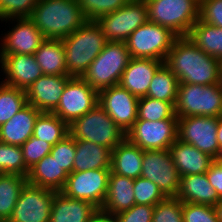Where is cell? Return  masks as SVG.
<instances>
[{"label": "cell", "instance_id": "1", "mask_svg": "<svg viewBox=\"0 0 222 222\" xmlns=\"http://www.w3.org/2000/svg\"><path fill=\"white\" fill-rule=\"evenodd\" d=\"M164 64L180 83H221L222 62L197 47L188 36H180L175 40Z\"/></svg>", "mask_w": 222, "mask_h": 222}, {"label": "cell", "instance_id": "2", "mask_svg": "<svg viewBox=\"0 0 222 222\" xmlns=\"http://www.w3.org/2000/svg\"><path fill=\"white\" fill-rule=\"evenodd\" d=\"M45 39H63L87 19L77 0H38L29 17Z\"/></svg>", "mask_w": 222, "mask_h": 222}, {"label": "cell", "instance_id": "3", "mask_svg": "<svg viewBox=\"0 0 222 222\" xmlns=\"http://www.w3.org/2000/svg\"><path fill=\"white\" fill-rule=\"evenodd\" d=\"M61 40L65 48L67 73L71 77H82L108 42L100 25L94 20H87Z\"/></svg>", "mask_w": 222, "mask_h": 222}, {"label": "cell", "instance_id": "4", "mask_svg": "<svg viewBox=\"0 0 222 222\" xmlns=\"http://www.w3.org/2000/svg\"><path fill=\"white\" fill-rule=\"evenodd\" d=\"M131 59L126 42H107L82 78L98 92L118 85Z\"/></svg>", "mask_w": 222, "mask_h": 222}, {"label": "cell", "instance_id": "5", "mask_svg": "<svg viewBox=\"0 0 222 222\" xmlns=\"http://www.w3.org/2000/svg\"><path fill=\"white\" fill-rule=\"evenodd\" d=\"M68 128L69 134L74 139L94 142L111 150L126 139L125 131L99 104L74 120L68 125Z\"/></svg>", "mask_w": 222, "mask_h": 222}, {"label": "cell", "instance_id": "6", "mask_svg": "<svg viewBox=\"0 0 222 222\" xmlns=\"http://www.w3.org/2000/svg\"><path fill=\"white\" fill-rule=\"evenodd\" d=\"M148 19L171 29L175 34L188 36L199 20L200 0H146Z\"/></svg>", "mask_w": 222, "mask_h": 222}, {"label": "cell", "instance_id": "7", "mask_svg": "<svg viewBox=\"0 0 222 222\" xmlns=\"http://www.w3.org/2000/svg\"><path fill=\"white\" fill-rule=\"evenodd\" d=\"M175 114L177 117L222 116V84L180 83Z\"/></svg>", "mask_w": 222, "mask_h": 222}, {"label": "cell", "instance_id": "8", "mask_svg": "<svg viewBox=\"0 0 222 222\" xmlns=\"http://www.w3.org/2000/svg\"><path fill=\"white\" fill-rule=\"evenodd\" d=\"M179 36L171 29L151 23L138 27L126 40L131 58L164 61Z\"/></svg>", "mask_w": 222, "mask_h": 222}, {"label": "cell", "instance_id": "9", "mask_svg": "<svg viewBox=\"0 0 222 222\" xmlns=\"http://www.w3.org/2000/svg\"><path fill=\"white\" fill-rule=\"evenodd\" d=\"M148 21V9L144 0H130L118 10L96 20L109 42H126L138 27Z\"/></svg>", "mask_w": 222, "mask_h": 222}, {"label": "cell", "instance_id": "10", "mask_svg": "<svg viewBox=\"0 0 222 222\" xmlns=\"http://www.w3.org/2000/svg\"><path fill=\"white\" fill-rule=\"evenodd\" d=\"M178 118L136 120L126 139L142 150H167L177 140Z\"/></svg>", "mask_w": 222, "mask_h": 222}, {"label": "cell", "instance_id": "11", "mask_svg": "<svg viewBox=\"0 0 222 222\" xmlns=\"http://www.w3.org/2000/svg\"><path fill=\"white\" fill-rule=\"evenodd\" d=\"M99 101V92L82 77H71L61 94L59 105L52 112L67 125L93 109Z\"/></svg>", "mask_w": 222, "mask_h": 222}, {"label": "cell", "instance_id": "12", "mask_svg": "<svg viewBox=\"0 0 222 222\" xmlns=\"http://www.w3.org/2000/svg\"><path fill=\"white\" fill-rule=\"evenodd\" d=\"M177 139L193 145L215 160L220 155L217 140L218 117H178Z\"/></svg>", "mask_w": 222, "mask_h": 222}, {"label": "cell", "instance_id": "13", "mask_svg": "<svg viewBox=\"0 0 222 222\" xmlns=\"http://www.w3.org/2000/svg\"><path fill=\"white\" fill-rule=\"evenodd\" d=\"M110 173V168L73 171L68 174L61 192L68 198L85 200L101 209L107 194Z\"/></svg>", "mask_w": 222, "mask_h": 222}, {"label": "cell", "instance_id": "14", "mask_svg": "<svg viewBox=\"0 0 222 222\" xmlns=\"http://www.w3.org/2000/svg\"><path fill=\"white\" fill-rule=\"evenodd\" d=\"M140 176L154 182L166 197L177 196L180 176L169 149L144 150Z\"/></svg>", "mask_w": 222, "mask_h": 222}, {"label": "cell", "instance_id": "15", "mask_svg": "<svg viewBox=\"0 0 222 222\" xmlns=\"http://www.w3.org/2000/svg\"><path fill=\"white\" fill-rule=\"evenodd\" d=\"M55 193L26 183L7 222H49Z\"/></svg>", "mask_w": 222, "mask_h": 222}, {"label": "cell", "instance_id": "16", "mask_svg": "<svg viewBox=\"0 0 222 222\" xmlns=\"http://www.w3.org/2000/svg\"><path fill=\"white\" fill-rule=\"evenodd\" d=\"M138 100L118 84L99 91L98 104L126 133L137 120Z\"/></svg>", "mask_w": 222, "mask_h": 222}, {"label": "cell", "instance_id": "17", "mask_svg": "<svg viewBox=\"0 0 222 222\" xmlns=\"http://www.w3.org/2000/svg\"><path fill=\"white\" fill-rule=\"evenodd\" d=\"M2 21H6V23L10 21L12 24L14 23V26L0 38V55H34L45 40L30 18H11Z\"/></svg>", "mask_w": 222, "mask_h": 222}, {"label": "cell", "instance_id": "18", "mask_svg": "<svg viewBox=\"0 0 222 222\" xmlns=\"http://www.w3.org/2000/svg\"><path fill=\"white\" fill-rule=\"evenodd\" d=\"M2 83L27 91L43 75L35 56L30 54L0 55Z\"/></svg>", "mask_w": 222, "mask_h": 222}, {"label": "cell", "instance_id": "19", "mask_svg": "<svg viewBox=\"0 0 222 222\" xmlns=\"http://www.w3.org/2000/svg\"><path fill=\"white\" fill-rule=\"evenodd\" d=\"M70 78L69 75H42L27 89V103L41 112L52 113Z\"/></svg>", "mask_w": 222, "mask_h": 222}, {"label": "cell", "instance_id": "20", "mask_svg": "<svg viewBox=\"0 0 222 222\" xmlns=\"http://www.w3.org/2000/svg\"><path fill=\"white\" fill-rule=\"evenodd\" d=\"M163 64L157 59L131 58L119 85L138 98L145 97L154 74Z\"/></svg>", "mask_w": 222, "mask_h": 222}, {"label": "cell", "instance_id": "21", "mask_svg": "<svg viewBox=\"0 0 222 222\" xmlns=\"http://www.w3.org/2000/svg\"><path fill=\"white\" fill-rule=\"evenodd\" d=\"M100 209L85 200L71 199L62 192L53 197L49 222H93Z\"/></svg>", "mask_w": 222, "mask_h": 222}, {"label": "cell", "instance_id": "22", "mask_svg": "<svg viewBox=\"0 0 222 222\" xmlns=\"http://www.w3.org/2000/svg\"><path fill=\"white\" fill-rule=\"evenodd\" d=\"M133 185V178L111 172L107 194L100 209V215L111 218L135 205Z\"/></svg>", "mask_w": 222, "mask_h": 222}, {"label": "cell", "instance_id": "23", "mask_svg": "<svg viewBox=\"0 0 222 222\" xmlns=\"http://www.w3.org/2000/svg\"><path fill=\"white\" fill-rule=\"evenodd\" d=\"M180 177L206 173L215 159L191 144L176 140L169 148Z\"/></svg>", "mask_w": 222, "mask_h": 222}, {"label": "cell", "instance_id": "24", "mask_svg": "<svg viewBox=\"0 0 222 222\" xmlns=\"http://www.w3.org/2000/svg\"><path fill=\"white\" fill-rule=\"evenodd\" d=\"M41 113L32 105L27 104L9 121L0 126V142L22 146L27 139L33 136L35 121Z\"/></svg>", "mask_w": 222, "mask_h": 222}, {"label": "cell", "instance_id": "25", "mask_svg": "<svg viewBox=\"0 0 222 222\" xmlns=\"http://www.w3.org/2000/svg\"><path fill=\"white\" fill-rule=\"evenodd\" d=\"M176 198L186 203L210 206H215L221 200L205 173L180 177V187Z\"/></svg>", "mask_w": 222, "mask_h": 222}, {"label": "cell", "instance_id": "26", "mask_svg": "<svg viewBox=\"0 0 222 222\" xmlns=\"http://www.w3.org/2000/svg\"><path fill=\"white\" fill-rule=\"evenodd\" d=\"M67 177L68 173L51 154H48L29 169L27 183L61 192L66 184Z\"/></svg>", "mask_w": 222, "mask_h": 222}, {"label": "cell", "instance_id": "27", "mask_svg": "<svg viewBox=\"0 0 222 222\" xmlns=\"http://www.w3.org/2000/svg\"><path fill=\"white\" fill-rule=\"evenodd\" d=\"M143 151L125 139L111 151V172L133 179L140 177Z\"/></svg>", "mask_w": 222, "mask_h": 222}, {"label": "cell", "instance_id": "28", "mask_svg": "<svg viewBox=\"0 0 222 222\" xmlns=\"http://www.w3.org/2000/svg\"><path fill=\"white\" fill-rule=\"evenodd\" d=\"M111 149L94 142L75 139L73 171L110 168Z\"/></svg>", "mask_w": 222, "mask_h": 222}, {"label": "cell", "instance_id": "29", "mask_svg": "<svg viewBox=\"0 0 222 222\" xmlns=\"http://www.w3.org/2000/svg\"><path fill=\"white\" fill-rule=\"evenodd\" d=\"M34 56L43 75H68L61 39H45Z\"/></svg>", "mask_w": 222, "mask_h": 222}, {"label": "cell", "instance_id": "30", "mask_svg": "<svg viewBox=\"0 0 222 222\" xmlns=\"http://www.w3.org/2000/svg\"><path fill=\"white\" fill-rule=\"evenodd\" d=\"M188 37L205 53L222 62V28L199 19L191 28Z\"/></svg>", "mask_w": 222, "mask_h": 222}, {"label": "cell", "instance_id": "31", "mask_svg": "<svg viewBox=\"0 0 222 222\" xmlns=\"http://www.w3.org/2000/svg\"><path fill=\"white\" fill-rule=\"evenodd\" d=\"M27 177L18 174L0 173V221L7 222L11 217Z\"/></svg>", "mask_w": 222, "mask_h": 222}, {"label": "cell", "instance_id": "32", "mask_svg": "<svg viewBox=\"0 0 222 222\" xmlns=\"http://www.w3.org/2000/svg\"><path fill=\"white\" fill-rule=\"evenodd\" d=\"M179 79L163 64L151 80L147 96L153 99L176 104L179 88Z\"/></svg>", "mask_w": 222, "mask_h": 222}, {"label": "cell", "instance_id": "33", "mask_svg": "<svg viewBox=\"0 0 222 222\" xmlns=\"http://www.w3.org/2000/svg\"><path fill=\"white\" fill-rule=\"evenodd\" d=\"M68 134V125L53 113L42 112L35 121L33 136L53 146Z\"/></svg>", "mask_w": 222, "mask_h": 222}, {"label": "cell", "instance_id": "34", "mask_svg": "<svg viewBox=\"0 0 222 222\" xmlns=\"http://www.w3.org/2000/svg\"><path fill=\"white\" fill-rule=\"evenodd\" d=\"M26 91L0 83V126L27 105Z\"/></svg>", "mask_w": 222, "mask_h": 222}, {"label": "cell", "instance_id": "35", "mask_svg": "<svg viewBox=\"0 0 222 222\" xmlns=\"http://www.w3.org/2000/svg\"><path fill=\"white\" fill-rule=\"evenodd\" d=\"M169 118H178L175 114V106L171 102L148 96L139 98L137 120L157 121Z\"/></svg>", "mask_w": 222, "mask_h": 222}, {"label": "cell", "instance_id": "36", "mask_svg": "<svg viewBox=\"0 0 222 222\" xmlns=\"http://www.w3.org/2000/svg\"><path fill=\"white\" fill-rule=\"evenodd\" d=\"M0 173L28 176L29 169L25 166L21 146L0 142Z\"/></svg>", "mask_w": 222, "mask_h": 222}, {"label": "cell", "instance_id": "37", "mask_svg": "<svg viewBox=\"0 0 222 222\" xmlns=\"http://www.w3.org/2000/svg\"><path fill=\"white\" fill-rule=\"evenodd\" d=\"M133 190L136 204L155 206L167 198L154 182L142 176L134 179Z\"/></svg>", "mask_w": 222, "mask_h": 222}, {"label": "cell", "instance_id": "38", "mask_svg": "<svg viewBox=\"0 0 222 222\" xmlns=\"http://www.w3.org/2000/svg\"><path fill=\"white\" fill-rule=\"evenodd\" d=\"M130 0H77L87 20L96 21L100 16L114 12Z\"/></svg>", "mask_w": 222, "mask_h": 222}, {"label": "cell", "instance_id": "39", "mask_svg": "<svg viewBox=\"0 0 222 222\" xmlns=\"http://www.w3.org/2000/svg\"><path fill=\"white\" fill-rule=\"evenodd\" d=\"M152 222H183L182 201L167 197L154 206Z\"/></svg>", "mask_w": 222, "mask_h": 222}, {"label": "cell", "instance_id": "40", "mask_svg": "<svg viewBox=\"0 0 222 222\" xmlns=\"http://www.w3.org/2000/svg\"><path fill=\"white\" fill-rule=\"evenodd\" d=\"M50 154L68 174L73 172L75 139L70 134L56 143L52 147Z\"/></svg>", "mask_w": 222, "mask_h": 222}, {"label": "cell", "instance_id": "41", "mask_svg": "<svg viewBox=\"0 0 222 222\" xmlns=\"http://www.w3.org/2000/svg\"><path fill=\"white\" fill-rule=\"evenodd\" d=\"M38 0H0V20L29 18Z\"/></svg>", "mask_w": 222, "mask_h": 222}, {"label": "cell", "instance_id": "42", "mask_svg": "<svg viewBox=\"0 0 222 222\" xmlns=\"http://www.w3.org/2000/svg\"><path fill=\"white\" fill-rule=\"evenodd\" d=\"M53 145L34 136L27 139L21 146L25 166L30 169L43 157L50 154Z\"/></svg>", "mask_w": 222, "mask_h": 222}, {"label": "cell", "instance_id": "43", "mask_svg": "<svg viewBox=\"0 0 222 222\" xmlns=\"http://www.w3.org/2000/svg\"><path fill=\"white\" fill-rule=\"evenodd\" d=\"M183 222H219L214 206L182 202Z\"/></svg>", "mask_w": 222, "mask_h": 222}, {"label": "cell", "instance_id": "44", "mask_svg": "<svg viewBox=\"0 0 222 222\" xmlns=\"http://www.w3.org/2000/svg\"><path fill=\"white\" fill-rule=\"evenodd\" d=\"M154 206L135 204L111 218L115 222H152Z\"/></svg>", "mask_w": 222, "mask_h": 222}, {"label": "cell", "instance_id": "45", "mask_svg": "<svg viewBox=\"0 0 222 222\" xmlns=\"http://www.w3.org/2000/svg\"><path fill=\"white\" fill-rule=\"evenodd\" d=\"M199 19L222 28V0H200Z\"/></svg>", "mask_w": 222, "mask_h": 222}, {"label": "cell", "instance_id": "46", "mask_svg": "<svg viewBox=\"0 0 222 222\" xmlns=\"http://www.w3.org/2000/svg\"><path fill=\"white\" fill-rule=\"evenodd\" d=\"M205 174L211 186L222 199V162L215 160Z\"/></svg>", "mask_w": 222, "mask_h": 222}, {"label": "cell", "instance_id": "47", "mask_svg": "<svg viewBox=\"0 0 222 222\" xmlns=\"http://www.w3.org/2000/svg\"><path fill=\"white\" fill-rule=\"evenodd\" d=\"M217 140H218V144L221 151L222 150V116L218 117Z\"/></svg>", "mask_w": 222, "mask_h": 222}, {"label": "cell", "instance_id": "48", "mask_svg": "<svg viewBox=\"0 0 222 222\" xmlns=\"http://www.w3.org/2000/svg\"><path fill=\"white\" fill-rule=\"evenodd\" d=\"M217 219L222 222V199L214 206Z\"/></svg>", "mask_w": 222, "mask_h": 222}, {"label": "cell", "instance_id": "49", "mask_svg": "<svg viewBox=\"0 0 222 222\" xmlns=\"http://www.w3.org/2000/svg\"><path fill=\"white\" fill-rule=\"evenodd\" d=\"M93 222H115L112 218L100 215Z\"/></svg>", "mask_w": 222, "mask_h": 222}, {"label": "cell", "instance_id": "50", "mask_svg": "<svg viewBox=\"0 0 222 222\" xmlns=\"http://www.w3.org/2000/svg\"><path fill=\"white\" fill-rule=\"evenodd\" d=\"M217 160L222 162V150L220 151V155H219V157L217 158Z\"/></svg>", "mask_w": 222, "mask_h": 222}, {"label": "cell", "instance_id": "51", "mask_svg": "<svg viewBox=\"0 0 222 222\" xmlns=\"http://www.w3.org/2000/svg\"><path fill=\"white\" fill-rule=\"evenodd\" d=\"M221 84H222V64H221Z\"/></svg>", "mask_w": 222, "mask_h": 222}]
</instances>
